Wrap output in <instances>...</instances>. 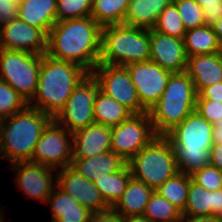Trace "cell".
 <instances>
[{
	"mask_svg": "<svg viewBox=\"0 0 222 222\" xmlns=\"http://www.w3.org/2000/svg\"><path fill=\"white\" fill-rule=\"evenodd\" d=\"M101 40L102 27L92 17L57 21L48 33L46 54L90 74L100 60Z\"/></svg>",
	"mask_w": 222,
	"mask_h": 222,
	"instance_id": "cell-1",
	"label": "cell"
},
{
	"mask_svg": "<svg viewBox=\"0 0 222 222\" xmlns=\"http://www.w3.org/2000/svg\"><path fill=\"white\" fill-rule=\"evenodd\" d=\"M89 73L75 63L42 55L39 81L33 99L36 104L28 106L41 110L53 119L64 108L73 90Z\"/></svg>",
	"mask_w": 222,
	"mask_h": 222,
	"instance_id": "cell-2",
	"label": "cell"
},
{
	"mask_svg": "<svg viewBox=\"0 0 222 222\" xmlns=\"http://www.w3.org/2000/svg\"><path fill=\"white\" fill-rule=\"evenodd\" d=\"M165 136L174 149L178 171L192 174L210 165L213 125L195 110Z\"/></svg>",
	"mask_w": 222,
	"mask_h": 222,
	"instance_id": "cell-3",
	"label": "cell"
},
{
	"mask_svg": "<svg viewBox=\"0 0 222 222\" xmlns=\"http://www.w3.org/2000/svg\"><path fill=\"white\" fill-rule=\"evenodd\" d=\"M52 120L30 106L0 120V155L10 163L31 161L36 144Z\"/></svg>",
	"mask_w": 222,
	"mask_h": 222,
	"instance_id": "cell-4",
	"label": "cell"
},
{
	"mask_svg": "<svg viewBox=\"0 0 222 222\" xmlns=\"http://www.w3.org/2000/svg\"><path fill=\"white\" fill-rule=\"evenodd\" d=\"M146 61H150L148 29L123 24L102 27L100 64L127 66Z\"/></svg>",
	"mask_w": 222,
	"mask_h": 222,
	"instance_id": "cell-5",
	"label": "cell"
},
{
	"mask_svg": "<svg viewBox=\"0 0 222 222\" xmlns=\"http://www.w3.org/2000/svg\"><path fill=\"white\" fill-rule=\"evenodd\" d=\"M132 178L154 191L178 173L174 149L164 135L156 136L127 162Z\"/></svg>",
	"mask_w": 222,
	"mask_h": 222,
	"instance_id": "cell-6",
	"label": "cell"
},
{
	"mask_svg": "<svg viewBox=\"0 0 222 222\" xmlns=\"http://www.w3.org/2000/svg\"><path fill=\"white\" fill-rule=\"evenodd\" d=\"M42 55L0 48V79L17 93L30 100L36 93Z\"/></svg>",
	"mask_w": 222,
	"mask_h": 222,
	"instance_id": "cell-7",
	"label": "cell"
},
{
	"mask_svg": "<svg viewBox=\"0 0 222 222\" xmlns=\"http://www.w3.org/2000/svg\"><path fill=\"white\" fill-rule=\"evenodd\" d=\"M101 90L100 84L88 74L73 90L64 108L54 118L71 133L95 123L93 106Z\"/></svg>",
	"mask_w": 222,
	"mask_h": 222,
	"instance_id": "cell-8",
	"label": "cell"
},
{
	"mask_svg": "<svg viewBox=\"0 0 222 222\" xmlns=\"http://www.w3.org/2000/svg\"><path fill=\"white\" fill-rule=\"evenodd\" d=\"M156 136L149 112L132 114L111 127V151L128 162Z\"/></svg>",
	"mask_w": 222,
	"mask_h": 222,
	"instance_id": "cell-9",
	"label": "cell"
},
{
	"mask_svg": "<svg viewBox=\"0 0 222 222\" xmlns=\"http://www.w3.org/2000/svg\"><path fill=\"white\" fill-rule=\"evenodd\" d=\"M91 74L100 84L102 92L125 106L133 114L147 112L140 104L126 66L98 63Z\"/></svg>",
	"mask_w": 222,
	"mask_h": 222,
	"instance_id": "cell-10",
	"label": "cell"
},
{
	"mask_svg": "<svg viewBox=\"0 0 222 222\" xmlns=\"http://www.w3.org/2000/svg\"><path fill=\"white\" fill-rule=\"evenodd\" d=\"M67 134L71 135V140L67 139ZM71 141H73L72 133L53 119L44 129L30 162L54 169L58 168L57 166L61 168L70 166L73 159Z\"/></svg>",
	"mask_w": 222,
	"mask_h": 222,
	"instance_id": "cell-11",
	"label": "cell"
},
{
	"mask_svg": "<svg viewBox=\"0 0 222 222\" xmlns=\"http://www.w3.org/2000/svg\"><path fill=\"white\" fill-rule=\"evenodd\" d=\"M126 68L141 106L150 112L166 89L172 72L152 61L129 64Z\"/></svg>",
	"mask_w": 222,
	"mask_h": 222,
	"instance_id": "cell-12",
	"label": "cell"
},
{
	"mask_svg": "<svg viewBox=\"0 0 222 222\" xmlns=\"http://www.w3.org/2000/svg\"><path fill=\"white\" fill-rule=\"evenodd\" d=\"M47 38L42 29L16 19L2 24L0 48L43 55L47 53Z\"/></svg>",
	"mask_w": 222,
	"mask_h": 222,
	"instance_id": "cell-13",
	"label": "cell"
},
{
	"mask_svg": "<svg viewBox=\"0 0 222 222\" xmlns=\"http://www.w3.org/2000/svg\"><path fill=\"white\" fill-rule=\"evenodd\" d=\"M149 42L150 61L172 73L186 71L188 57L183 39L164 35L150 29Z\"/></svg>",
	"mask_w": 222,
	"mask_h": 222,
	"instance_id": "cell-14",
	"label": "cell"
},
{
	"mask_svg": "<svg viewBox=\"0 0 222 222\" xmlns=\"http://www.w3.org/2000/svg\"><path fill=\"white\" fill-rule=\"evenodd\" d=\"M57 176V186L91 212L103 211L109 208L94 185V181L84 178L71 166L62 168Z\"/></svg>",
	"mask_w": 222,
	"mask_h": 222,
	"instance_id": "cell-15",
	"label": "cell"
},
{
	"mask_svg": "<svg viewBox=\"0 0 222 222\" xmlns=\"http://www.w3.org/2000/svg\"><path fill=\"white\" fill-rule=\"evenodd\" d=\"M13 169H18L16 175L17 185L25 195L42 200L46 203L49 195L56 190L53 186L52 169L43 164H35L30 161L12 163Z\"/></svg>",
	"mask_w": 222,
	"mask_h": 222,
	"instance_id": "cell-16",
	"label": "cell"
},
{
	"mask_svg": "<svg viewBox=\"0 0 222 222\" xmlns=\"http://www.w3.org/2000/svg\"><path fill=\"white\" fill-rule=\"evenodd\" d=\"M73 158H91L111 151V127L93 123L72 133Z\"/></svg>",
	"mask_w": 222,
	"mask_h": 222,
	"instance_id": "cell-17",
	"label": "cell"
},
{
	"mask_svg": "<svg viewBox=\"0 0 222 222\" xmlns=\"http://www.w3.org/2000/svg\"><path fill=\"white\" fill-rule=\"evenodd\" d=\"M199 94L205 87L222 82V54L190 56L185 71Z\"/></svg>",
	"mask_w": 222,
	"mask_h": 222,
	"instance_id": "cell-18",
	"label": "cell"
},
{
	"mask_svg": "<svg viewBox=\"0 0 222 222\" xmlns=\"http://www.w3.org/2000/svg\"><path fill=\"white\" fill-rule=\"evenodd\" d=\"M195 105L196 101L158 100L149 112L155 133L165 136L195 110Z\"/></svg>",
	"mask_w": 222,
	"mask_h": 222,
	"instance_id": "cell-19",
	"label": "cell"
},
{
	"mask_svg": "<svg viewBox=\"0 0 222 222\" xmlns=\"http://www.w3.org/2000/svg\"><path fill=\"white\" fill-rule=\"evenodd\" d=\"M127 162L112 151L91 158H73L71 167L88 180L95 181L121 170Z\"/></svg>",
	"mask_w": 222,
	"mask_h": 222,
	"instance_id": "cell-20",
	"label": "cell"
},
{
	"mask_svg": "<svg viewBox=\"0 0 222 222\" xmlns=\"http://www.w3.org/2000/svg\"><path fill=\"white\" fill-rule=\"evenodd\" d=\"M57 0H23L19 4L18 19L47 35L57 22Z\"/></svg>",
	"mask_w": 222,
	"mask_h": 222,
	"instance_id": "cell-21",
	"label": "cell"
},
{
	"mask_svg": "<svg viewBox=\"0 0 222 222\" xmlns=\"http://www.w3.org/2000/svg\"><path fill=\"white\" fill-rule=\"evenodd\" d=\"M172 2L173 0H131L123 25L150 30L163 9Z\"/></svg>",
	"mask_w": 222,
	"mask_h": 222,
	"instance_id": "cell-22",
	"label": "cell"
},
{
	"mask_svg": "<svg viewBox=\"0 0 222 222\" xmlns=\"http://www.w3.org/2000/svg\"><path fill=\"white\" fill-rule=\"evenodd\" d=\"M153 192L145 183L131 178L122 197L112 208L123 218L143 215Z\"/></svg>",
	"mask_w": 222,
	"mask_h": 222,
	"instance_id": "cell-23",
	"label": "cell"
},
{
	"mask_svg": "<svg viewBox=\"0 0 222 222\" xmlns=\"http://www.w3.org/2000/svg\"><path fill=\"white\" fill-rule=\"evenodd\" d=\"M183 43L187 57L221 52L217 36L212 27L207 24L187 30Z\"/></svg>",
	"mask_w": 222,
	"mask_h": 222,
	"instance_id": "cell-24",
	"label": "cell"
},
{
	"mask_svg": "<svg viewBox=\"0 0 222 222\" xmlns=\"http://www.w3.org/2000/svg\"><path fill=\"white\" fill-rule=\"evenodd\" d=\"M95 123L110 127L119 125L133 113L100 90L93 106Z\"/></svg>",
	"mask_w": 222,
	"mask_h": 222,
	"instance_id": "cell-25",
	"label": "cell"
},
{
	"mask_svg": "<svg viewBox=\"0 0 222 222\" xmlns=\"http://www.w3.org/2000/svg\"><path fill=\"white\" fill-rule=\"evenodd\" d=\"M132 178L130 168L126 164L121 170L96 178L94 185L109 207H113L122 197L127 184Z\"/></svg>",
	"mask_w": 222,
	"mask_h": 222,
	"instance_id": "cell-26",
	"label": "cell"
},
{
	"mask_svg": "<svg viewBox=\"0 0 222 222\" xmlns=\"http://www.w3.org/2000/svg\"><path fill=\"white\" fill-rule=\"evenodd\" d=\"M131 0H93L91 17L101 26L120 25Z\"/></svg>",
	"mask_w": 222,
	"mask_h": 222,
	"instance_id": "cell-27",
	"label": "cell"
},
{
	"mask_svg": "<svg viewBox=\"0 0 222 222\" xmlns=\"http://www.w3.org/2000/svg\"><path fill=\"white\" fill-rule=\"evenodd\" d=\"M214 191L205 190L190 178L187 202L182 216L213 215Z\"/></svg>",
	"mask_w": 222,
	"mask_h": 222,
	"instance_id": "cell-28",
	"label": "cell"
},
{
	"mask_svg": "<svg viewBox=\"0 0 222 222\" xmlns=\"http://www.w3.org/2000/svg\"><path fill=\"white\" fill-rule=\"evenodd\" d=\"M190 178V174L179 171L173 177L166 180L155 191L183 213L187 202Z\"/></svg>",
	"mask_w": 222,
	"mask_h": 222,
	"instance_id": "cell-29",
	"label": "cell"
},
{
	"mask_svg": "<svg viewBox=\"0 0 222 222\" xmlns=\"http://www.w3.org/2000/svg\"><path fill=\"white\" fill-rule=\"evenodd\" d=\"M193 81L186 72L172 73L159 100L196 101Z\"/></svg>",
	"mask_w": 222,
	"mask_h": 222,
	"instance_id": "cell-30",
	"label": "cell"
},
{
	"mask_svg": "<svg viewBox=\"0 0 222 222\" xmlns=\"http://www.w3.org/2000/svg\"><path fill=\"white\" fill-rule=\"evenodd\" d=\"M151 222H179L182 213L167 199L154 191L143 213Z\"/></svg>",
	"mask_w": 222,
	"mask_h": 222,
	"instance_id": "cell-31",
	"label": "cell"
},
{
	"mask_svg": "<svg viewBox=\"0 0 222 222\" xmlns=\"http://www.w3.org/2000/svg\"><path fill=\"white\" fill-rule=\"evenodd\" d=\"M152 29L161 34L179 39H183L186 33L181 16L173 2L163 9Z\"/></svg>",
	"mask_w": 222,
	"mask_h": 222,
	"instance_id": "cell-32",
	"label": "cell"
},
{
	"mask_svg": "<svg viewBox=\"0 0 222 222\" xmlns=\"http://www.w3.org/2000/svg\"><path fill=\"white\" fill-rule=\"evenodd\" d=\"M27 106V100L0 79V120L24 110Z\"/></svg>",
	"mask_w": 222,
	"mask_h": 222,
	"instance_id": "cell-33",
	"label": "cell"
},
{
	"mask_svg": "<svg viewBox=\"0 0 222 222\" xmlns=\"http://www.w3.org/2000/svg\"><path fill=\"white\" fill-rule=\"evenodd\" d=\"M93 0H57V21L91 17Z\"/></svg>",
	"mask_w": 222,
	"mask_h": 222,
	"instance_id": "cell-34",
	"label": "cell"
},
{
	"mask_svg": "<svg viewBox=\"0 0 222 222\" xmlns=\"http://www.w3.org/2000/svg\"><path fill=\"white\" fill-rule=\"evenodd\" d=\"M187 30L205 25L202 7L195 0H173Z\"/></svg>",
	"mask_w": 222,
	"mask_h": 222,
	"instance_id": "cell-35",
	"label": "cell"
},
{
	"mask_svg": "<svg viewBox=\"0 0 222 222\" xmlns=\"http://www.w3.org/2000/svg\"><path fill=\"white\" fill-rule=\"evenodd\" d=\"M55 187L58 191H52L46 201V203L51 202L52 222L58 218V212L80 211V204L74 197L64 192L57 185Z\"/></svg>",
	"mask_w": 222,
	"mask_h": 222,
	"instance_id": "cell-36",
	"label": "cell"
},
{
	"mask_svg": "<svg viewBox=\"0 0 222 222\" xmlns=\"http://www.w3.org/2000/svg\"><path fill=\"white\" fill-rule=\"evenodd\" d=\"M191 179L205 190L216 191L222 189V172L212 165L194 171Z\"/></svg>",
	"mask_w": 222,
	"mask_h": 222,
	"instance_id": "cell-37",
	"label": "cell"
},
{
	"mask_svg": "<svg viewBox=\"0 0 222 222\" xmlns=\"http://www.w3.org/2000/svg\"><path fill=\"white\" fill-rule=\"evenodd\" d=\"M195 111L214 125L222 118V103L212 100H196Z\"/></svg>",
	"mask_w": 222,
	"mask_h": 222,
	"instance_id": "cell-38",
	"label": "cell"
},
{
	"mask_svg": "<svg viewBox=\"0 0 222 222\" xmlns=\"http://www.w3.org/2000/svg\"><path fill=\"white\" fill-rule=\"evenodd\" d=\"M203 9L205 23L209 26L222 18V0H195Z\"/></svg>",
	"mask_w": 222,
	"mask_h": 222,
	"instance_id": "cell-39",
	"label": "cell"
},
{
	"mask_svg": "<svg viewBox=\"0 0 222 222\" xmlns=\"http://www.w3.org/2000/svg\"><path fill=\"white\" fill-rule=\"evenodd\" d=\"M92 212L80 205V211L58 212L54 222H90Z\"/></svg>",
	"mask_w": 222,
	"mask_h": 222,
	"instance_id": "cell-40",
	"label": "cell"
},
{
	"mask_svg": "<svg viewBox=\"0 0 222 222\" xmlns=\"http://www.w3.org/2000/svg\"><path fill=\"white\" fill-rule=\"evenodd\" d=\"M19 5L10 0H0V25L18 19Z\"/></svg>",
	"mask_w": 222,
	"mask_h": 222,
	"instance_id": "cell-41",
	"label": "cell"
},
{
	"mask_svg": "<svg viewBox=\"0 0 222 222\" xmlns=\"http://www.w3.org/2000/svg\"><path fill=\"white\" fill-rule=\"evenodd\" d=\"M196 100H212L222 103V82L205 87L197 94Z\"/></svg>",
	"mask_w": 222,
	"mask_h": 222,
	"instance_id": "cell-42",
	"label": "cell"
},
{
	"mask_svg": "<svg viewBox=\"0 0 222 222\" xmlns=\"http://www.w3.org/2000/svg\"><path fill=\"white\" fill-rule=\"evenodd\" d=\"M90 222H123V217L109 207L103 211L92 212Z\"/></svg>",
	"mask_w": 222,
	"mask_h": 222,
	"instance_id": "cell-43",
	"label": "cell"
},
{
	"mask_svg": "<svg viewBox=\"0 0 222 222\" xmlns=\"http://www.w3.org/2000/svg\"><path fill=\"white\" fill-rule=\"evenodd\" d=\"M210 165L222 172V144H213L210 149Z\"/></svg>",
	"mask_w": 222,
	"mask_h": 222,
	"instance_id": "cell-44",
	"label": "cell"
},
{
	"mask_svg": "<svg viewBox=\"0 0 222 222\" xmlns=\"http://www.w3.org/2000/svg\"><path fill=\"white\" fill-rule=\"evenodd\" d=\"M188 217V218H186ZM187 219V220H185ZM222 222V218L217 216L209 215V216H182L179 222Z\"/></svg>",
	"mask_w": 222,
	"mask_h": 222,
	"instance_id": "cell-45",
	"label": "cell"
},
{
	"mask_svg": "<svg viewBox=\"0 0 222 222\" xmlns=\"http://www.w3.org/2000/svg\"><path fill=\"white\" fill-rule=\"evenodd\" d=\"M213 216L222 218V189L214 190Z\"/></svg>",
	"mask_w": 222,
	"mask_h": 222,
	"instance_id": "cell-46",
	"label": "cell"
},
{
	"mask_svg": "<svg viewBox=\"0 0 222 222\" xmlns=\"http://www.w3.org/2000/svg\"><path fill=\"white\" fill-rule=\"evenodd\" d=\"M213 144H222V118L213 125Z\"/></svg>",
	"mask_w": 222,
	"mask_h": 222,
	"instance_id": "cell-47",
	"label": "cell"
},
{
	"mask_svg": "<svg viewBox=\"0 0 222 222\" xmlns=\"http://www.w3.org/2000/svg\"><path fill=\"white\" fill-rule=\"evenodd\" d=\"M211 27L215 32L220 45L222 46V18H220L214 24H212Z\"/></svg>",
	"mask_w": 222,
	"mask_h": 222,
	"instance_id": "cell-48",
	"label": "cell"
},
{
	"mask_svg": "<svg viewBox=\"0 0 222 222\" xmlns=\"http://www.w3.org/2000/svg\"><path fill=\"white\" fill-rule=\"evenodd\" d=\"M123 222H151V221L144 215H137V216L124 217Z\"/></svg>",
	"mask_w": 222,
	"mask_h": 222,
	"instance_id": "cell-49",
	"label": "cell"
},
{
	"mask_svg": "<svg viewBox=\"0 0 222 222\" xmlns=\"http://www.w3.org/2000/svg\"><path fill=\"white\" fill-rule=\"evenodd\" d=\"M10 1H13L14 3L19 5L23 0H10Z\"/></svg>",
	"mask_w": 222,
	"mask_h": 222,
	"instance_id": "cell-50",
	"label": "cell"
}]
</instances>
